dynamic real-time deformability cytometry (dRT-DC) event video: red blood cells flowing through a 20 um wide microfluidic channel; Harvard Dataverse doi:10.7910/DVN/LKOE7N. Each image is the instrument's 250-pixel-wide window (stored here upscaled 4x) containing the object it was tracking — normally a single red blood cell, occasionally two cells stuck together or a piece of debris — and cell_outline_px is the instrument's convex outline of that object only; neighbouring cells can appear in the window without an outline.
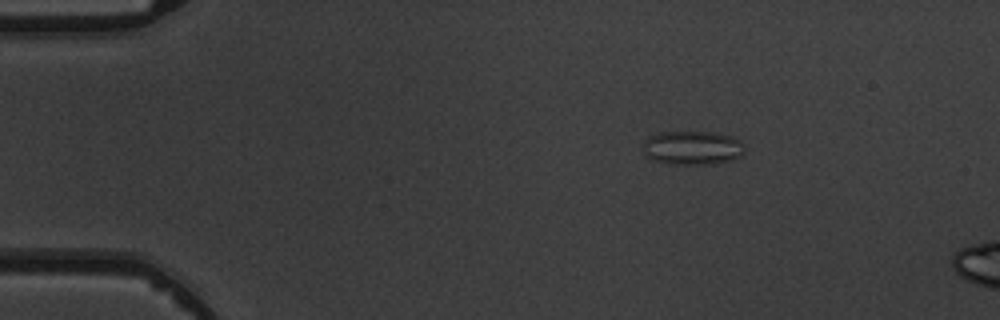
{"species": "common noctule bat (a hibernating species)", "species_latin": "Nyctalus noctula", "temperature_condition": "warm", "stored_images_in_passage": 5, "camera_frame_rate_fps": 3000, "um_per_image_px": 0.085, "animal": {"sex": "male", "body_mass_g": 19.5, "forearm_length_mm": 54.6}, "frame": {"image": 1, "passage_image": 5, "time_ms": 5.667, "image_size_px": [1000, 320], "cell_outline_px": [[744, 152], [740, 156], [732, 160], [712, 164], [672, 164], [652, 160], [644, 156], [644, 140], [660, 132], [712, 132], [732, 136], [744, 144]], "centroid_in_image_um": [58.86, 12.57], "position_along_channel_um": 26.1, "area_um2": 20.11}}